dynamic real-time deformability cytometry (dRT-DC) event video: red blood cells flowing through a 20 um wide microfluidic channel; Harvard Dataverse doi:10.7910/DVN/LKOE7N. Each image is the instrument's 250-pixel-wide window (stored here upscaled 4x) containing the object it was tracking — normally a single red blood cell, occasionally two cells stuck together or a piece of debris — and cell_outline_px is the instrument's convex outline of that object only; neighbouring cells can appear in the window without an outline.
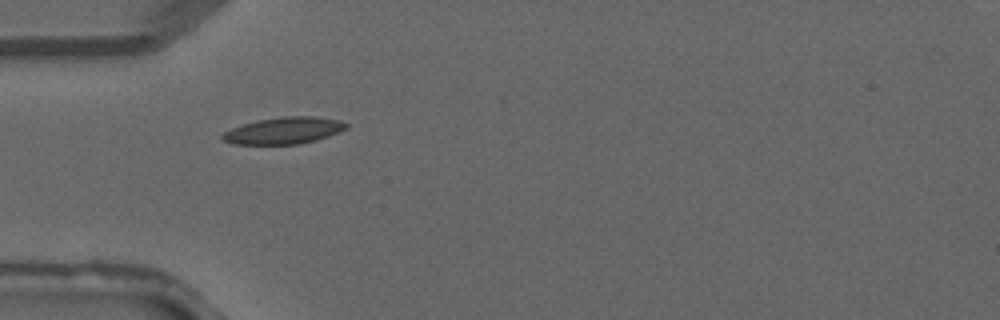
{"species": "common noctule bat (a hibernating species)", "species_latin": "Nyctalus noctula", "temperature_condition": "warm", "stored_images_in_passage": 39, "camera_frame_rate_fps": 3000, "um_per_image_px": 0.085, "animal": {"sex": "male", "forearm_length_mm": 52.5}, "frame": {"image": 1, "passage_image": 13, "time_ms": 4.0, "image_size_px": [1000, 320], "cell_outline_px": [[348, 128], [340, 132], [316, 140], [300, 144], [232, 144], [224, 140], [220, 136], [224, 132], [232, 128], [256, 120], [280, 116], [316, 116], [336, 120], [348, 124]], "centroid_in_image_um": [24.13, 11.09], "position_along_channel_um": 60.9, "area_um2": 19.31}}
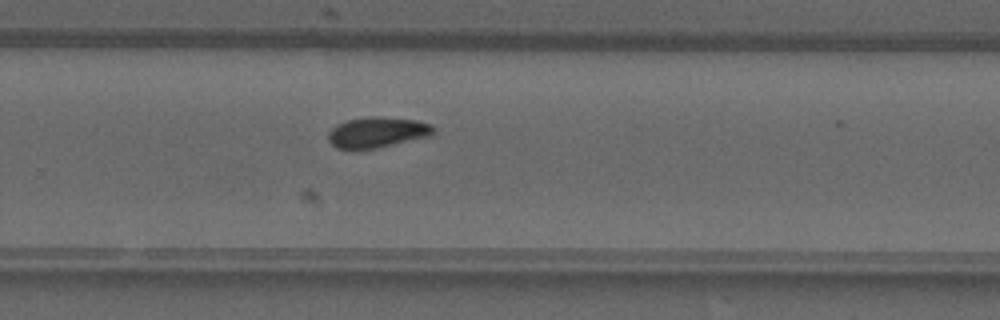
{"frame": {"image": 2, "passage_image": 27, "time_ms": 8.667, "image_size_px": [1000, 320], "cell_outline_px": [[436, 128], [432, 136], [380, 148], [352, 152], [336, 148], [328, 140], [328, 132], [336, 124], [348, 120], [364, 116], [380, 116], [416, 120], [432, 124]], "centroid_in_image_um": [32.06, 11.28], "position_along_channel_um": 297.7, "area_um2": 19.71}}
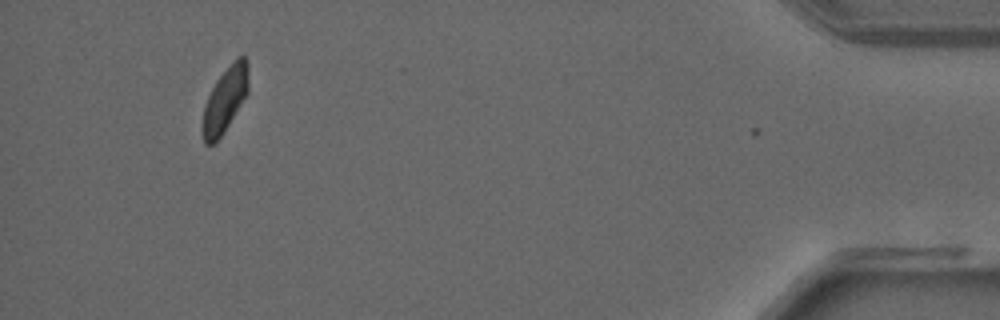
{"frame": {"image": 3, "passage_image": 38, "time_ms": 12.333, "image_size_px": [1000, 320], "cell_outline_px": [[248, 92], [224, 132], [212, 144], [204, 144], [200, 132], [200, 124], [204, 104], [216, 80], [236, 56], [244, 56], [248, 64]], "centroid_in_image_um": [19.08, 8.5], "position_along_channel_um": 416.1, "area_um2": 17.63}}